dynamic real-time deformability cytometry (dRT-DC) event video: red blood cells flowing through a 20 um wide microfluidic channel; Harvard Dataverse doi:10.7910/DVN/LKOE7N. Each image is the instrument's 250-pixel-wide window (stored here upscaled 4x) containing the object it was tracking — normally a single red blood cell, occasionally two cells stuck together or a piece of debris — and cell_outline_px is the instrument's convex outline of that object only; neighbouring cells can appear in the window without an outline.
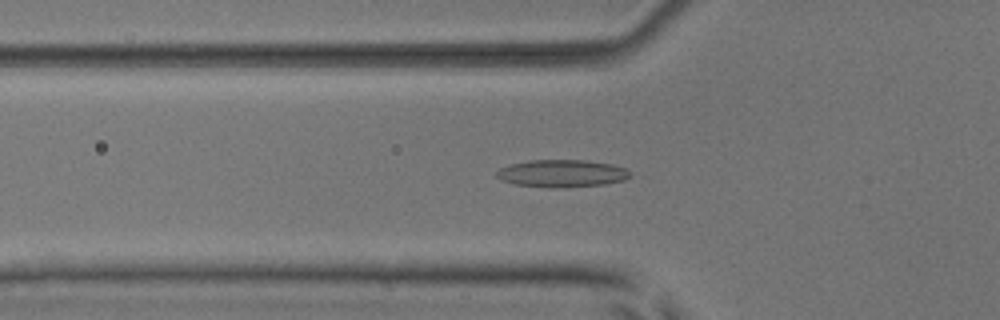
{"species": "common noctule bat (a hibernating species)", "species_latin": "Nyctalus noctula", "temperature_condition": "room temperature", "stored_images_in_passage": 54, "camera_frame_rate_fps": 3000, "um_per_image_px": 0.085, "animal": {"sex": "male", "body_mass_g": 17.9, "forearm_length_mm": 54.2}, "frame": {"image": 1, "passage_image": 19, "time_ms": 6.0, "image_size_px": [1000, 320], "cell_outline_px": [[628, 176], [624, 180], [604, 184], [564, 188], [548, 188], [516, 184], [500, 180], [496, 176], [496, 172], [500, 168], [512, 164], [528, 160], [588, 160], [612, 164], [624, 168], [628, 172]], "centroid_in_image_um": [47.72, 14.74], "position_along_channel_um": 78.1, "area_um2": 21.33}}
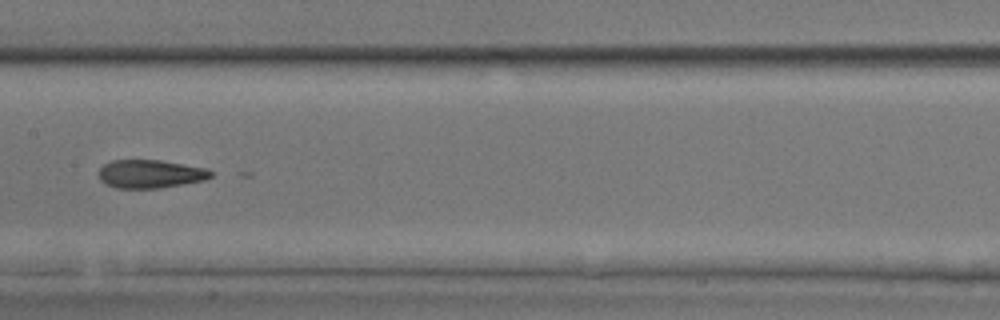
{"frame": {"image": 2, "passage_image": 28, "time_ms": 9.0, "image_size_px": [1000, 320], "cell_outline_px": [[212, 176], [204, 180], [160, 188], [116, 188], [104, 184], [100, 180], [100, 168], [104, 164], [112, 160], [160, 160], [208, 168], [212, 172]], "centroid_in_image_um": [12.78, 14.78], "position_along_channel_um": 194.6, "area_um2": 18.5}}
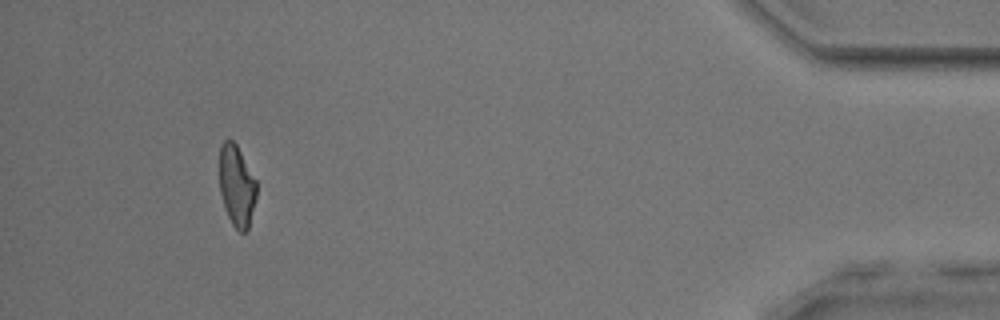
{"frame": {"image": 3, "passage_image": 50, "time_ms": 16.333, "image_size_px": [1000, 320], "cell_outline_px": [[256, 196], [248, 228], [244, 232], [240, 232], [232, 224], [224, 208], [220, 192], [220, 144], [224, 140], [232, 140], [236, 144], [256, 180]], "centroid_in_image_um": [20.11, 15.79], "position_along_channel_um": 415.1, "area_um2": 17.34}, "authors_computed_cell_mechanics": {"area_um2": 19.0451, "velocity_mm_per_s": 3.8837, "shape_relaxation_time_tau1_ms": null, "shape_relaxation_time_tau2_ms": 2.8009, "deformation_change_tau1": null, "deformation_change_tau2": 0.1215}}